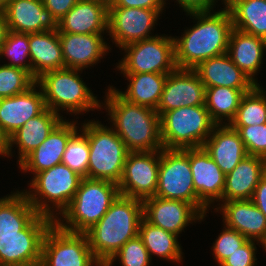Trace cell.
Listing matches in <instances>:
<instances>
[{
	"mask_svg": "<svg viewBox=\"0 0 266 266\" xmlns=\"http://www.w3.org/2000/svg\"><path fill=\"white\" fill-rule=\"evenodd\" d=\"M266 40L235 28L232 29L227 54L232 62L257 85L255 75L260 71Z\"/></svg>",
	"mask_w": 266,
	"mask_h": 266,
	"instance_id": "cell-27",
	"label": "cell"
},
{
	"mask_svg": "<svg viewBox=\"0 0 266 266\" xmlns=\"http://www.w3.org/2000/svg\"><path fill=\"white\" fill-rule=\"evenodd\" d=\"M29 53L35 79L45 72L64 68L58 30L29 34Z\"/></svg>",
	"mask_w": 266,
	"mask_h": 266,
	"instance_id": "cell-28",
	"label": "cell"
},
{
	"mask_svg": "<svg viewBox=\"0 0 266 266\" xmlns=\"http://www.w3.org/2000/svg\"><path fill=\"white\" fill-rule=\"evenodd\" d=\"M36 83V79L26 70L0 65V98L23 93Z\"/></svg>",
	"mask_w": 266,
	"mask_h": 266,
	"instance_id": "cell-37",
	"label": "cell"
},
{
	"mask_svg": "<svg viewBox=\"0 0 266 266\" xmlns=\"http://www.w3.org/2000/svg\"><path fill=\"white\" fill-rule=\"evenodd\" d=\"M138 235L151 259L153 254L173 262L182 261L183 253L177 235L149 223L144 217L140 222Z\"/></svg>",
	"mask_w": 266,
	"mask_h": 266,
	"instance_id": "cell-33",
	"label": "cell"
},
{
	"mask_svg": "<svg viewBox=\"0 0 266 266\" xmlns=\"http://www.w3.org/2000/svg\"><path fill=\"white\" fill-rule=\"evenodd\" d=\"M119 194L118 184L114 182L82 178L73 199L61 213L64 219L57 217L54 222L66 231L86 233L105 215Z\"/></svg>",
	"mask_w": 266,
	"mask_h": 266,
	"instance_id": "cell-4",
	"label": "cell"
},
{
	"mask_svg": "<svg viewBox=\"0 0 266 266\" xmlns=\"http://www.w3.org/2000/svg\"><path fill=\"white\" fill-rule=\"evenodd\" d=\"M78 69L63 68L43 73L36 79L41 88L46 108L58 114L60 110H67L80 114L97 108L102 104L83 82Z\"/></svg>",
	"mask_w": 266,
	"mask_h": 266,
	"instance_id": "cell-5",
	"label": "cell"
},
{
	"mask_svg": "<svg viewBox=\"0 0 266 266\" xmlns=\"http://www.w3.org/2000/svg\"><path fill=\"white\" fill-rule=\"evenodd\" d=\"M263 176L266 177V157H263Z\"/></svg>",
	"mask_w": 266,
	"mask_h": 266,
	"instance_id": "cell-51",
	"label": "cell"
},
{
	"mask_svg": "<svg viewBox=\"0 0 266 266\" xmlns=\"http://www.w3.org/2000/svg\"><path fill=\"white\" fill-rule=\"evenodd\" d=\"M11 0H0V11H2Z\"/></svg>",
	"mask_w": 266,
	"mask_h": 266,
	"instance_id": "cell-50",
	"label": "cell"
},
{
	"mask_svg": "<svg viewBox=\"0 0 266 266\" xmlns=\"http://www.w3.org/2000/svg\"><path fill=\"white\" fill-rule=\"evenodd\" d=\"M263 177V157L247 155L225 175L223 201L251 200L255 188Z\"/></svg>",
	"mask_w": 266,
	"mask_h": 266,
	"instance_id": "cell-26",
	"label": "cell"
},
{
	"mask_svg": "<svg viewBox=\"0 0 266 266\" xmlns=\"http://www.w3.org/2000/svg\"><path fill=\"white\" fill-rule=\"evenodd\" d=\"M160 167L159 151H139L127 154L122 178L118 183L120 195L144 200L155 196Z\"/></svg>",
	"mask_w": 266,
	"mask_h": 266,
	"instance_id": "cell-13",
	"label": "cell"
},
{
	"mask_svg": "<svg viewBox=\"0 0 266 266\" xmlns=\"http://www.w3.org/2000/svg\"><path fill=\"white\" fill-rule=\"evenodd\" d=\"M109 88L105 95V109L108 110L113 129L127 150L129 152L162 150L160 116L156 110L128 102L116 92L115 87Z\"/></svg>",
	"mask_w": 266,
	"mask_h": 266,
	"instance_id": "cell-2",
	"label": "cell"
},
{
	"mask_svg": "<svg viewBox=\"0 0 266 266\" xmlns=\"http://www.w3.org/2000/svg\"><path fill=\"white\" fill-rule=\"evenodd\" d=\"M260 244L262 245V247H264L265 251H266V236L265 238L260 242Z\"/></svg>",
	"mask_w": 266,
	"mask_h": 266,
	"instance_id": "cell-52",
	"label": "cell"
},
{
	"mask_svg": "<svg viewBox=\"0 0 266 266\" xmlns=\"http://www.w3.org/2000/svg\"><path fill=\"white\" fill-rule=\"evenodd\" d=\"M9 32L8 24L3 11H0V52Z\"/></svg>",
	"mask_w": 266,
	"mask_h": 266,
	"instance_id": "cell-48",
	"label": "cell"
},
{
	"mask_svg": "<svg viewBox=\"0 0 266 266\" xmlns=\"http://www.w3.org/2000/svg\"><path fill=\"white\" fill-rule=\"evenodd\" d=\"M215 210L222 212L224 225L248 240L261 242L266 236V217L251 200L223 201Z\"/></svg>",
	"mask_w": 266,
	"mask_h": 266,
	"instance_id": "cell-23",
	"label": "cell"
},
{
	"mask_svg": "<svg viewBox=\"0 0 266 266\" xmlns=\"http://www.w3.org/2000/svg\"><path fill=\"white\" fill-rule=\"evenodd\" d=\"M218 12L187 13L198 20L175 41V63L178 69H194L201 62L226 54L233 23L226 7Z\"/></svg>",
	"mask_w": 266,
	"mask_h": 266,
	"instance_id": "cell-1",
	"label": "cell"
},
{
	"mask_svg": "<svg viewBox=\"0 0 266 266\" xmlns=\"http://www.w3.org/2000/svg\"><path fill=\"white\" fill-rule=\"evenodd\" d=\"M82 178L78 173L61 163L34 174L30 182L32 187L30 190H33H26L23 193L38 214L47 216L54 221L57 218L54 212L58 211L57 214L61 216V213L68 207L76 194Z\"/></svg>",
	"mask_w": 266,
	"mask_h": 266,
	"instance_id": "cell-7",
	"label": "cell"
},
{
	"mask_svg": "<svg viewBox=\"0 0 266 266\" xmlns=\"http://www.w3.org/2000/svg\"><path fill=\"white\" fill-rule=\"evenodd\" d=\"M75 123L63 119L49 136L19 163L20 170L37 174L61 164L69 139L78 131Z\"/></svg>",
	"mask_w": 266,
	"mask_h": 266,
	"instance_id": "cell-18",
	"label": "cell"
},
{
	"mask_svg": "<svg viewBox=\"0 0 266 266\" xmlns=\"http://www.w3.org/2000/svg\"><path fill=\"white\" fill-rule=\"evenodd\" d=\"M251 90L222 86L207 87L205 107L209 112L211 120L216 125H222L223 123L230 124L237 113L242 96ZM223 119L228 120V123L223 122Z\"/></svg>",
	"mask_w": 266,
	"mask_h": 266,
	"instance_id": "cell-34",
	"label": "cell"
},
{
	"mask_svg": "<svg viewBox=\"0 0 266 266\" xmlns=\"http://www.w3.org/2000/svg\"><path fill=\"white\" fill-rule=\"evenodd\" d=\"M163 9H143L136 7L108 8V35L119 48L140 40L150 39Z\"/></svg>",
	"mask_w": 266,
	"mask_h": 266,
	"instance_id": "cell-14",
	"label": "cell"
},
{
	"mask_svg": "<svg viewBox=\"0 0 266 266\" xmlns=\"http://www.w3.org/2000/svg\"><path fill=\"white\" fill-rule=\"evenodd\" d=\"M166 0H164V3ZM182 9L187 13L208 12L216 4V0H176Z\"/></svg>",
	"mask_w": 266,
	"mask_h": 266,
	"instance_id": "cell-44",
	"label": "cell"
},
{
	"mask_svg": "<svg viewBox=\"0 0 266 266\" xmlns=\"http://www.w3.org/2000/svg\"><path fill=\"white\" fill-rule=\"evenodd\" d=\"M215 125L205 105L185 106L164 112L160 116V137L163 148L202 147Z\"/></svg>",
	"mask_w": 266,
	"mask_h": 266,
	"instance_id": "cell-8",
	"label": "cell"
},
{
	"mask_svg": "<svg viewBox=\"0 0 266 266\" xmlns=\"http://www.w3.org/2000/svg\"><path fill=\"white\" fill-rule=\"evenodd\" d=\"M3 56L8 57L11 61L6 65L24 69L32 75L29 53V34L17 33L9 30L0 52V57ZM26 59L29 63H27Z\"/></svg>",
	"mask_w": 266,
	"mask_h": 266,
	"instance_id": "cell-36",
	"label": "cell"
},
{
	"mask_svg": "<svg viewBox=\"0 0 266 266\" xmlns=\"http://www.w3.org/2000/svg\"><path fill=\"white\" fill-rule=\"evenodd\" d=\"M233 28L266 40V0H228Z\"/></svg>",
	"mask_w": 266,
	"mask_h": 266,
	"instance_id": "cell-32",
	"label": "cell"
},
{
	"mask_svg": "<svg viewBox=\"0 0 266 266\" xmlns=\"http://www.w3.org/2000/svg\"><path fill=\"white\" fill-rule=\"evenodd\" d=\"M0 155L3 157L10 156V136L0 126Z\"/></svg>",
	"mask_w": 266,
	"mask_h": 266,
	"instance_id": "cell-47",
	"label": "cell"
},
{
	"mask_svg": "<svg viewBox=\"0 0 266 266\" xmlns=\"http://www.w3.org/2000/svg\"><path fill=\"white\" fill-rule=\"evenodd\" d=\"M189 163L198 199L207 207L222 201L225 174L203 147L189 148Z\"/></svg>",
	"mask_w": 266,
	"mask_h": 266,
	"instance_id": "cell-17",
	"label": "cell"
},
{
	"mask_svg": "<svg viewBox=\"0 0 266 266\" xmlns=\"http://www.w3.org/2000/svg\"><path fill=\"white\" fill-rule=\"evenodd\" d=\"M92 1L102 3L108 8H110L115 2V0H92Z\"/></svg>",
	"mask_w": 266,
	"mask_h": 266,
	"instance_id": "cell-49",
	"label": "cell"
},
{
	"mask_svg": "<svg viewBox=\"0 0 266 266\" xmlns=\"http://www.w3.org/2000/svg\"><path fill=\"white\" fill-rule=\"evenodd\" d=\"M143 217L165 231L179 235L189 223L202 221V215L191 203L152 196L143 200Z\"/></svg>",
	"mask_w": 266,
	"mask_h": 266,
	"instance_id": "cell-16",
	"label": "cell"
},
{
	"mask_svg": "<svg viewBox=\"0 0 266 266\" xmlns=\"http://www.w3.org/2000/svg\"><path fill=\"white\" fill-rule=\"evenodd\" d=\"M4 197L0 198V237L18 236L38 213L23 191Z\"/></svg>",
	"mask_w": 266,
	"mask_h": 266,
	"instance_id": "cell-30",
	"label": "cell"
},
{
	"mask_svg": "<svg viewBox=\"0 0 266 266\" xmlns=\"http://www.w3.org/2000/svg\"><path fill=\"white\" fill-rule=\"evenodd\" d=\"M62 120L63 117L60 114L48 108L36 117L29 119L10 136V156H12L13 145H17L19 147V164L49 136Z\"/></svg>",
	"mask_w": 266,
	"mask_h": 266,
	"instance_id": "cell-29",
	"label": "cell"
},
{
	"mask_svg": "<svg viewBox=\"0 0 266 266\" xmlns=\"http://www.w3.org/2000/svg\"><path fill=\"white\" fill-rule=\"evenodd\" d=\"M129 81L126 92H116L128 102L147 106L152 109L157 108L164 83L168 74L160 73H123Z\"/></svg>",
	"mask_w": 266,
	"mask_h": 266,
	"instance_id": "cell-31",
	"label": "cell"
},
{
	"mask_svg": "<svg viewBox=\"0 0 266 266\" xmlns=\"http://www.w3.org/2000/svg\"><path fill=\"white\" fill-rule=\"evenodd\" d=\"M205 87L253 89L257 84L241 71L226 53L209 58L193 69Z\"/></svg>",
	"mask_w": 266,
	"mask_h": 266,
	"instance_id": "cell-25",
	"label": "cell"
},
{
	"mask_svg": "<svg viewBox=\"0 0 266 266\" xmlns=\"http://www.w3.org/2000/svg\"><path fill=\"white\" fill-rule=\"evenodd\" d=\"M251 201L266 217V177H262L255 188Z\"/></svg>",
	"mask_w": 266,
	"mask_h": 266,
	"instance_id": "cell-46",
	"label": "cell"
},
{
	"mask_svg": "<svg viewBox=\"0 0 266 266\" xmlns=\"http://www.w3.org/2000/svg\"><path fill=\"white\" fill-rule=\"evenodd\" d=\"M8 29L17 33H37L58 30V22L43 0H11L2 10Z\"/></svg>",
	"mask_w": 266,
	"mask_h": 266,
	"instance_id": "cell-19",
	"label": "cell"
},
{
	"mask_svg": "<svg viewBox=\"0 0 266 266\" xmlns=\"http://www.w3.org/2000/svg\"><path fill=\"white\" fill-rule=\"evenodd\" d=\"M247 241L248 239L245 236L225 225L215 243H213V255L218 265L229 258L232 253L242 247Z\"/></svg>",
	"mask_w": 266,
	"mask_h": 266,
	"instance_id": "cell-41",
	"label": "cell"
},
{
	"mask_svg": "<svg viewBox=\"0 0 266 266\" xmlns=\"http://www.w3.org/2000/svg\"><path fill=\"white\" fill-rule=\"evenodd\" d=\"M119 259L122 266H149L151 258L141 238L137 235L128 240L104 266H112Z\"/></svg>",
	"mask_w": 266,
	"mask_h": 266,
	"instance_id": "cell-39",
	"label": "cell"
},
{
	"mask_svg": "<svg viewBox=\"0 0 266 266\" xmlns=\"http://www.w3.org/2000/svg\"><path fill=\"white\" fill-rule=\"evenodd\" d=\"M142 219L143 201L119 194L105 215L86 232L95 259L104 266L128 240L138 235Z\"/></svg>",
	"mask_w": 266,
	"mask_h": 266,
	"instance_id": "cell-3",
	"label": "cell"
},
{
	"mask_svg": "<svg viewBox=\"0 0 266 266\" xmlns=\"http://www.w3.org/2000/svg\"><path fill=\"white\" fill-rule=\"evenodd\" d=\"M265 89L256 85L245 93L240 101L237 113L230 126H250L266 123V93Z\"/></svg>",
	"mask_w": 266,
	"mask_h": 266,
	"instance_id": "cell-35",
	"label": "cell"
},
{
	"mask_svg": "<svg viewBox=\"0 0 266 266\" xmlns=\"http://www.w3.org/2000/svg\"><path fill=\"white\" fill-rule=\"evenodd\" d=\"M89 144L87 136L77 131L68 141L63 154L62 163L83 178H87L89 163Z\"/></svg>",
	"mask_w": 266,
	"mask_h": 266,
	"instance_id": "cell-38",
	"label": "cell"
},
{
	"mask_svg": "<svg viewBox=\"0 0 266 266\" xmlns=\"http://www.w3.org/2000/svg\"><path fill=\"white\" fill-rule=\"evenodd\" d=\"M79 0H43L45 9H48L58 22Z\"/></svg>",
	"mask_w": 266,
	"mask_h": 266,
	"instance_id": "cell-43",
	"label": "cell"
},
{
	"mask_svg": "<svg viewBox=\"0 0 266 266\" xmlns=\"http://www.w3.org/2000/svg\"><path fill=\"white\" fill-rule=\"evenodd\" d=\"M202 147L225 175L248 155L238 131L229 124L215 125Z\"/></svg>",
	"mask_w": 266,
	"mask_h": 266,
	"instance_id": "cell-22",
	"label": "cell"
},
{
	"mask_svg": "<svg viewBox=\"0 0 266 266\" xmlns=\"http://www.w3.org/2000/svg\"><path fill=\"white\" fill-rule=\"evenodd\" d=\"M36 87L37 83L23 93L0 98V126L9 136L46 109L43 92Z\"/></svg>",
	"mask_w": 266,
	"mask_h": 266,
	"instance_id": "cell-21",
	"label": "cell"
},
{
	"mask_svg": "<svg viewBox=\"0 0 266 266\" xmlns=\"http://www.w3.org/2000/svg\"><path fill=\"white\" fill-rule=\"evenodd\" d=\"M81 127L90 150L87 178L118 184L129 153L124 142L112 127L103 126L99 121H88Z\"/></svg>",
	"mask_w": 266,
	"mask_h": 266,
	"instance_id": "cell-6",
	"label": "cell"
},
{
	"mask_svg": "<svg viewBox=\"0 0 266 266\" xmlns=\"http://www.w3.org/2000/svg\"><path fill=\"white\" fill-rule=\"evenodd\" d=\"M231 127L238 131L248 155L266 157V123Z\"/></svg>",
	"mask_w": 266,
	"mask_h": 266,
	"instance_id": "cell-40",
	"label": "cell"
},
{
	"mask_svg": "<svg viewBox=\"0 0 266 266\" xmlns=\"http://www.w3.org/2000/svg\"><path fill=\"white\" fill-rule=\"evenodd\" d=\"M256 250L255 240H248L219 266H255L257 264Z\"/></svg>",
	"mask_w": 266,
	"mask_h": 266,
	"instance_id": "cell-42",
	"label": "cell"
},
{
	"mask_svg": "<svg viewBox=\"0 0 266 266\" xmlns=\"http://www.w3.org/2000/svg\"><path fill=\"white\" fill-rule=\"evenodd\" d=\"M155 196L191 203L202 215L208 208L198 199L189 163V148L160 150V167Z\"/></svg>",
	"mask_w": 266,
	"mask_h": 266,
	"instance_id": "cell-9",
	"label": "cell"
},
{
	"mask_svg": "<svg viewBox=\"0 0 266 266\" xmlns=\"http://www.w3.org/2000/svg\"><path fill=\"white\" fill-rule=\"evenodd\" d=\"M53 222L38 214L18 236L0 237V266H40L43 238Z\"/></svg>",
	"mask_w": 266,
	"mask_h": 266,
	"instance_id": "cell-12",
	"label": "cell"
},
{
	"mask_svg": "<svg viewBox=\"0 0 266 266\" xmlns=\"http://www.w3.org/2000/svg\"><path fill=\"white\" fill-rule=\"evenodd\" d=\"M64 68L82 70L96 65L110 50L102 34L59 33Z\"/></svg>",
	"mask_w": 266,
	"mask_h": 266,
	"instance_id": "cell-20",
	"label": "cell"
},
{
	"mask_svg": "<svg viewBox=\"0 0 266 266\" xmlns=\"http://www.w3.org/2000/svg\"><path fill=\"white\" fill-rule=\"evenodd\" d=\"M206 87L193 69H176L168 74L156 112L161 116L180 107L205 105Z\"/></svg>",
	"mask_w": 266,
	"mask_h": 266,
	"instance_id": "cell-15",
	"label": "cell"
},
{
	"mask_svg": "<svg viewBox=\"0 0 266 266\" xmlns=\"http://www.w3.org/2000/svg\"><path fill=\"white\" fill-rule=\"evenodd\" d=\"M40 266H102L94 257L86 233L61 229L55 222L46 231Z\"/></svg>",
	"mask_w": 266,
	"mask_h": 266,
	"instance_id": "cell-11",
	"label": "cell"
},
{
	"mask_svg": "<svg viewBox=\"0 0 266 266\" xmlns=\"http://www.w3.org/2000/svg\"><path fill=\"white\" fill-rule=\"evenodd\" d=\"M123 49L126 54L117 66L121 73L169 74L177 69L174 37L155 35L127 44L120 50Z\"/></svg>",
	"mask_w": 266,
	"mask_h": 266,
	"instance_id": "cell-10",
	"label": "cell"
},
{
	"mask_svg": "<svg viewBox=\"0 0 266 266\" xmlns=\"http://www.w3.org/2000/svg\"><path fill=\"white\" fill-rule=\"evenodd\" d=\"M108 32V7L92 0H79L58 21V33L103 34Z\"/></svg>",
	"mask_w": 266,
	"mask_h": 266,
	"instance_id": "cell-24",
	"label": "cell"
},
{
	"mask_svg": "<svg viewBox=\"0 0 266 266\" xmlns=\"http://www.w3.org/2000/svg\"><path fill=\"white\" fill-rule=\"evenodd\" d=\"M164 0H115L111 7H136L143 9H163Z\"/></svg>",
	"mask_w": 266,
	"mask_h": 266,
	"instance_id": "cell-45",
	"label": "cell"
}]
</instances>
